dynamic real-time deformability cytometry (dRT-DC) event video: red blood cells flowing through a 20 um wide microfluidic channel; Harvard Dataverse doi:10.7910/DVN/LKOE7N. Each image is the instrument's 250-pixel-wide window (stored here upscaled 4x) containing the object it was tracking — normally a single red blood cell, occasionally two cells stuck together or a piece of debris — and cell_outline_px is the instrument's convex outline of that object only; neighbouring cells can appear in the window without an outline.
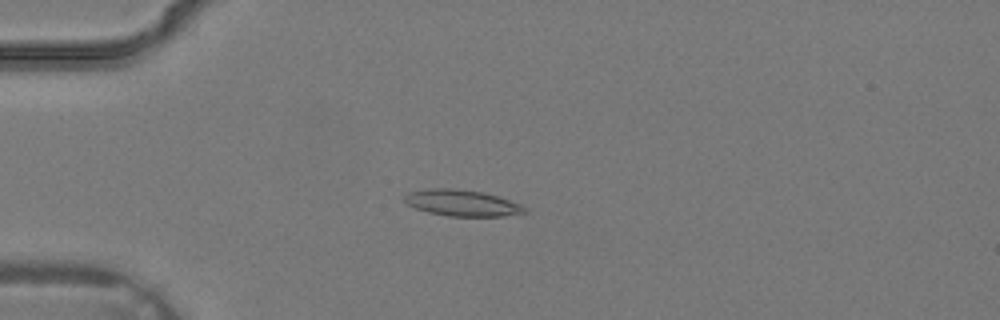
{"species": "common noctule bat (a hibernating species)", "species_latin": "Nyctalus noctula", "temperature_condition": "warm", "stored_images_in_passage": 29, "camera_frame_rate_fps": 3000, "um_per_image_px": 0.085, "animal": {"sex": "male", "body_mass_g": 19.2, "forearm_length_mm": 51.8}, "frame": {"image": 1, "passage_image": 3, "time_ms": 0.667, "image_size_px": [1000, 320], "cell_outline_px": [[528, 212], [504, 216], [448, 216], [428, 212], [416, 208], [408, 204], [404, 200], [404, 196], [408, 192], [428, 188], [452, 188], [484, 192], [520, 204], [528, 208]], "centroid_in_image_um": [39.28, 17.25], "position_along_channel_um": 45.7, "area_um2": 18.38}}
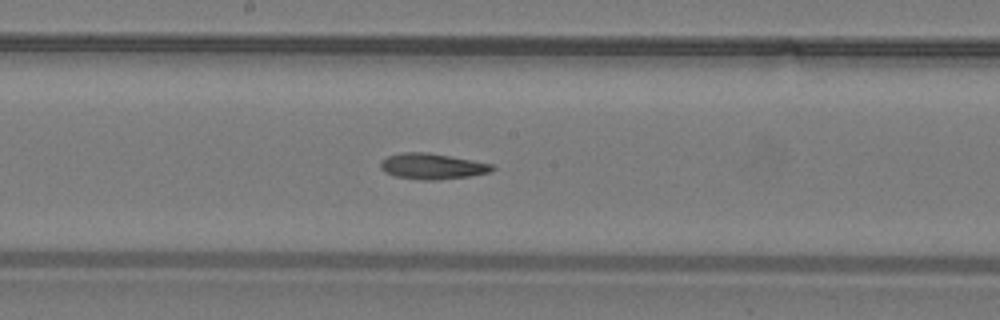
{"frame": {"image": 2, "passage_image": 13, "time_ms": 4.0, "image_size_px": [1000, 320], "cell_outline_px": [[496, 168], [492, 172], [468, 176], [436, 180], [420, 180], [396, 176], [384, 172], [380, 168], [380, 160], [388, 156], [400, 152], [428, 152], [472, 160], [492, 164]], "centroid_in_image_um": [36.72, 14.13], "position_along_channel_um": 211.5, "area_um2": 16.88}}
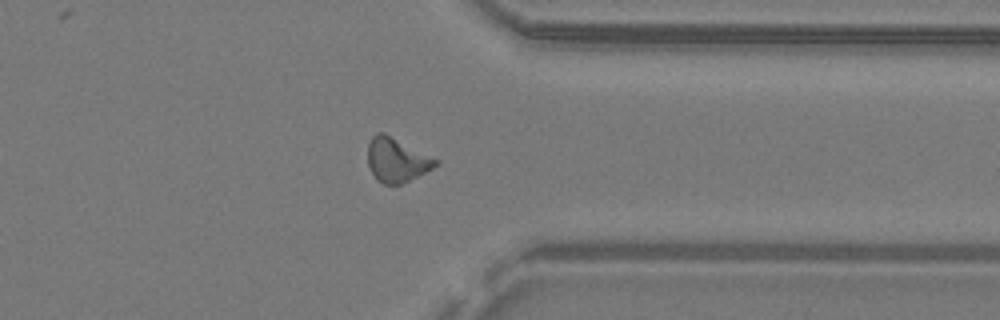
{"frame": {"image": 3, "passage_image": 22, "time_ms": 7.0, "image_size_px": [1000, 320], "cell_outline_px": [[440, 160], [432, 168], [400, 184], [384, 184], [376, 180], [368, 164], [368, 144], [372, 136], [376, 132], [384, 132]], "centroid_in_image_um": [33.69, 13.57], "position_along_channel_um": 377.7, "area_um2": 17.28}}